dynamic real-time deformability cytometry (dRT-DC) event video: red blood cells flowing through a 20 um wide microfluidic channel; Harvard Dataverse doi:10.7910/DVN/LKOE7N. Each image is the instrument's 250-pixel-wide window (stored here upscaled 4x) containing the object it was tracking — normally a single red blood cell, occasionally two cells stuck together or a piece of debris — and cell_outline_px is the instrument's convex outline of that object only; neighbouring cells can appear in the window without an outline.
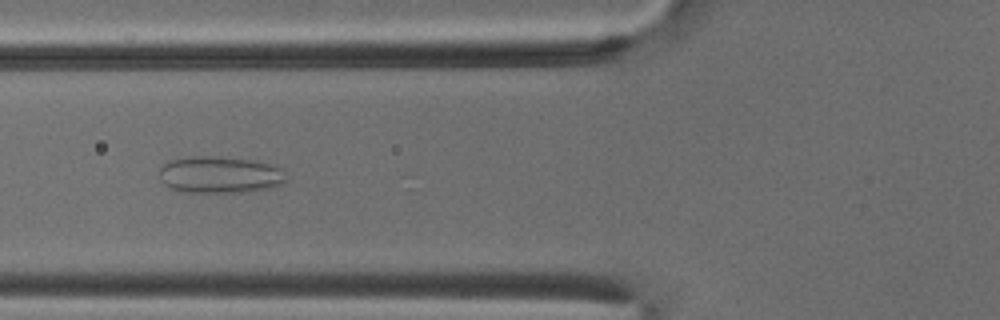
{"species": "common noctule bat (a hibernating species)", "species_latin": "Nyctalus noctula", "temperature_condition": "cold", "stored_images_in_passage": 51, "camera_frame_rate_fps": 3000, "um_per_image_px": 0.085, "animal": {"sex": "male", "body_mass_g": 18.8}, "frame": {"image": 1, "passage_image": 19, "time_ms": 6.0, "image_size_px": [1000, 320], "cell_outline_px": [[288, 180], [284, 184], [272, 188], [244, 192], [184, 192], [168, 188], [160, 180], [160, 168], [168, 160], [192, 156], [212, 156], [256, 160], [272, 164], [280, 168]], "centroid_in_image_um": [18.7, 14.85], "position_along_channel_um": 107.1, "area_um2": 27.63}}
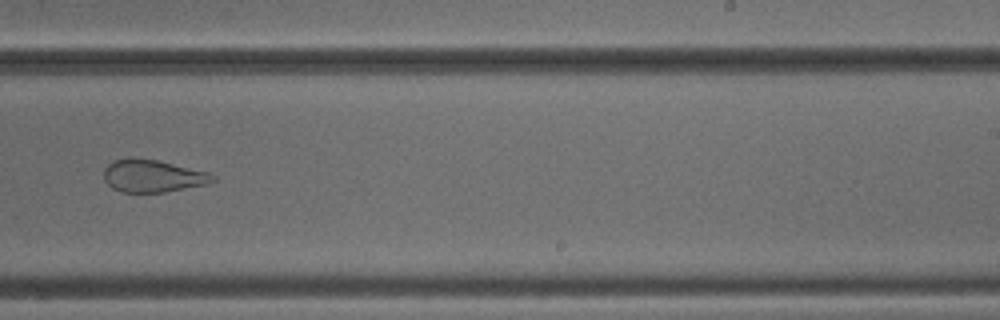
{"frame": {"image": 2, "passage_image": 32, "time_ms": 10.333, "image_size_px": [1000, 320], "cell_outline_px": [[216, 180], [204, 184], [164, 192], [120, 192], [112, 188], [104, 180], [104, 168], [112, 160], [128, 156], [132, 156], [156, 160], [208, 172], [216, 176]], "centroid_in_image_um": [12.91, 14.93], "position_along_channel_um": 276.1, "area_um2": 20.69}}
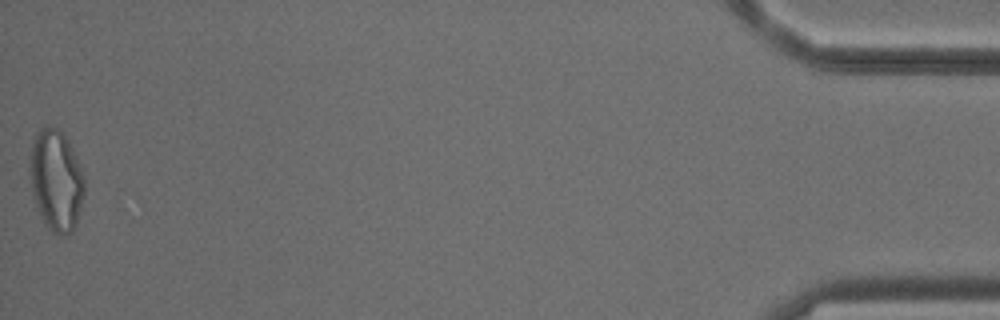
{"frame": {"image": 3, "passage_image": 51, "time_ms": 16.667, "image_size_px": [1000, 320], "cell_outline_px": [[84, 196], [76, 224], [72, 232], [68, 236], [64, 236], [52, 232], [48, 228], [40, 216], [32, 192], [28, 172], [28, 156], [32, 140], [36, 132], [44, 124], [56, 128], [64, 132], [72, 148], [84, 176]], "centroid_in_image_um": [4.73, 15.29], "position_along_channel_um": 430.5, "area_um2": 32.95}, "authors_computed_cell_mechanics": {"area_um2": 28.1486, "velocity_mm_per_s": 3.8963, "shape_relaxation_time_tau1_ms": null, "shape_relaxation_time_tau2_ms": 1.7803, "deformation_change_tau1": null, "deformation_change_tau2": 0.0971}}